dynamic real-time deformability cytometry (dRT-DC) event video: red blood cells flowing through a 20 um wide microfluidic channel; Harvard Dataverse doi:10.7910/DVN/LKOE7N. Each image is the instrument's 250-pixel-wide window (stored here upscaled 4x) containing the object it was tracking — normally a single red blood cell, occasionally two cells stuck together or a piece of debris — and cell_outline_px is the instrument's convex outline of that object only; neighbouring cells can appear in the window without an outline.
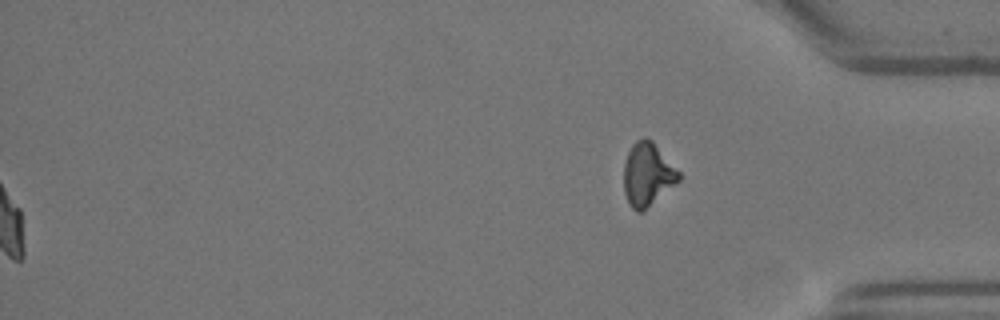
{"species": "Egyptian fruit bat (a non-hibernating species)", "species_latin": "Rousettus aegyptiacus", "temperature_condition": "warm", "stored_images_in_passage": 54, "segment_of_instrument_passage": [2, 2], "camera_frame_rate_fps": 3000, "um_per_image_px": 0.085, "animal": {"sex": "female"}, "frame": {"image": 1, "passage_image": 54, "time_ms": 17.667, "image_size_px": [1000, 320], "cell_outline_px": [[680, 180], [640, 212], [636, 212], [628, 204], [624, 192], [624, 164], [628, 152], [632, 144], [636, 140], [652, 140], [680, 172]], "centroid_in_image_um": [55.02, 14.83], "position_along_channel_um": 380.2, "area_um2": 19.83}}